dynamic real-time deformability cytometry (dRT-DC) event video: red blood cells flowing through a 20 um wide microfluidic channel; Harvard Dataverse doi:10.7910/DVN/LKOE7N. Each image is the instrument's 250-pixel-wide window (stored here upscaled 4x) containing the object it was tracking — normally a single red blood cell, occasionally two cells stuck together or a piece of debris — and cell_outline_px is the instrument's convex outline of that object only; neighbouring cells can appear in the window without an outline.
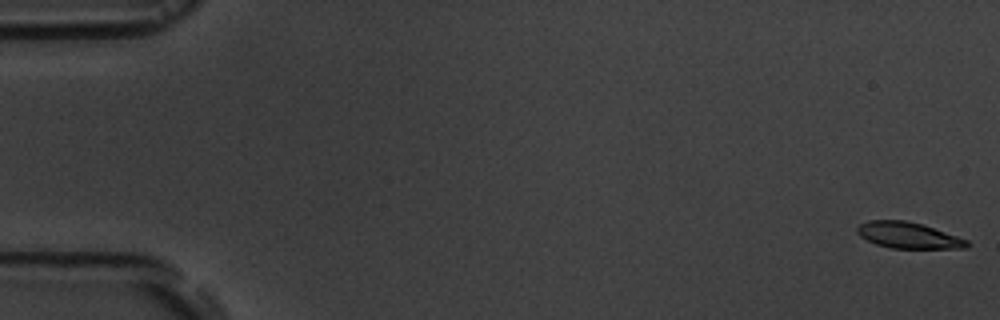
{"species": "common noctule bat (a hibernating species)", "species_latin": "Nyctalus noctula", "temperature_condition": "room temperature", "stored_images_in_passage": 5, "segment_of_instrument_passage": [2, 2], "camera_frame_rate_fps": 3000, "um_per_image_px": 0.085, "animal": {"sex": "male", "body_mass_g": 19.5, "forearm_length_mm": 54.6}, "frame": {"image": 1, "passage_image": 5, "time_ms": 6.0, "image_size_px": [1000, 320], "cell_outline_px": [[968, 248], [892, 248], [876, 244], [860, 236], [856, 232], [856, 228], [860, 224], [868, 220], [904, 220], [924, 224], [968, 240]], "centroid_in_image_um": [77.19, 19.99], "position_along_channel_um": 7.8, "area_um2": 16.7}}